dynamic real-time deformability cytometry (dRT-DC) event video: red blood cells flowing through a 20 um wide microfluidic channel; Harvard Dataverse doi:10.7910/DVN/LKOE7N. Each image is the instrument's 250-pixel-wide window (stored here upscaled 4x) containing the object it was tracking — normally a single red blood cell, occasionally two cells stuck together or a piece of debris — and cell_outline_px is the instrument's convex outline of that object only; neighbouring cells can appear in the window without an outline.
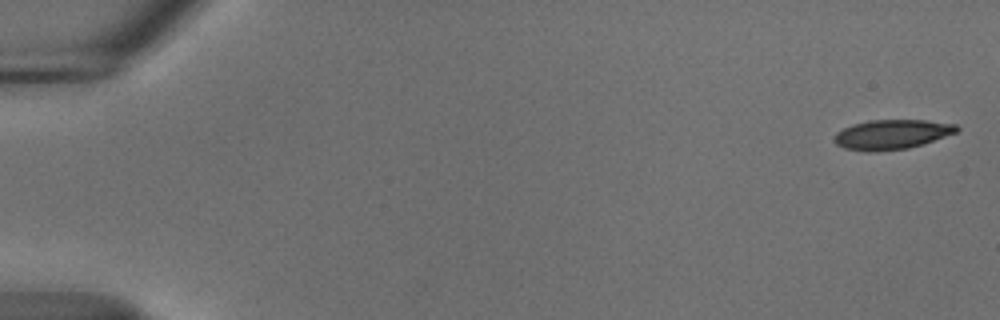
{"species": "common noctule bat (a hibernating species)", "species_latin": "Nyctalus noctula", "temperature_condition": "cold", "stored_images_in_passage": 55, "camera_frame_rate_fps": 3000, "um_per_image_px": 0.085, "animal": {"sex": "male", "body_mass_g": 18.8}, "frame": {"image": 1, "passage_image": 2, "time_ms": 0.333, "image_size_px": [1000, 320], "cell_outline_px": [[960, 128], [956, 132], [908, 148], [876, 152], [868, 152], [844, 148], [836, 144], [832, 140], [836, 132], [852, 124], [868, 120], [924, 120], [956, 124]], "centroid_in_image_um": [75.73, 11.42], "position_along_channel_um": 9.3, "area_um2": 21.1}}
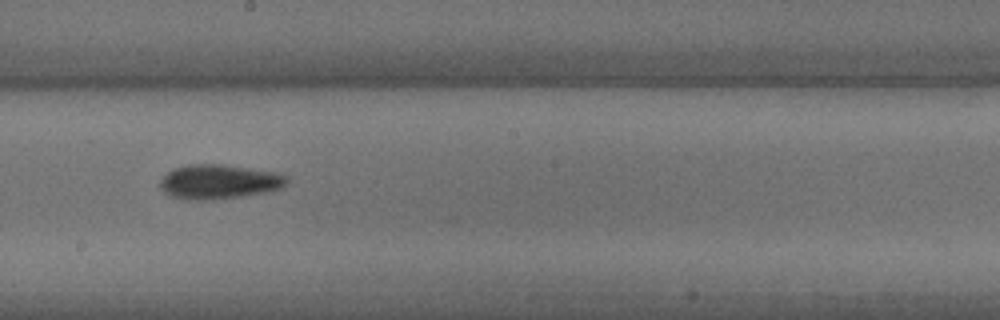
{"frame": {"image": 2, "passage_image": 32, "time_ms": 10.333, "image_size_px": [1000, 320], "cell_outline_px": [[288, 184], [280, 188], [264, 192], [240, 196], [208, 200], [192, 200], [172, 196], [164, 192], [160, 188], [160, 180], [172, 168], [188, 164], [224, 164], [280, 172], [288, 176]], "centroid_in_image_um": [18.64, 15.42], "position_along_channel_um": 229.6, "area_um2": 25.61}}
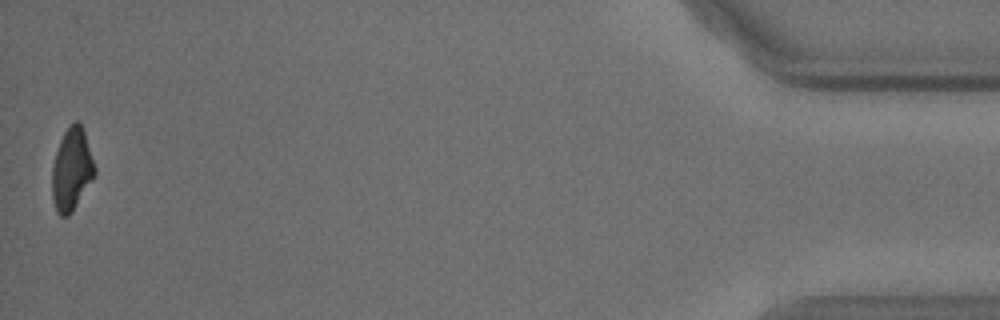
{"frame": {"image": 3, "passage_image": 55, "time_ms": 18.0, "image_size_px": [1000, 320], "cell_outline_px": [[96, 176], [72, 212], [68, 216], [60, 216], [56, 212], [52, 196], [52, 164], [60, 140], [64, 132], [76, 120], [80, 120], [96, 168]], "centroid_in_image_um": [6.1, 14.43], "position_along_channel_um": 429.1, "area_um2": 20.63}, "authors_computed_cell_mechanics": {"area_um2": 22.6576, "velocity_mm_per_s": 3.6997, "shape_relaxation_time_tau1_ms": 3.8948, "shape_relaxation_time_tau2_ms": 10.0763, "deformation_change_tau1": 0.1226, "deformation_change_tau2": 0.1834}}